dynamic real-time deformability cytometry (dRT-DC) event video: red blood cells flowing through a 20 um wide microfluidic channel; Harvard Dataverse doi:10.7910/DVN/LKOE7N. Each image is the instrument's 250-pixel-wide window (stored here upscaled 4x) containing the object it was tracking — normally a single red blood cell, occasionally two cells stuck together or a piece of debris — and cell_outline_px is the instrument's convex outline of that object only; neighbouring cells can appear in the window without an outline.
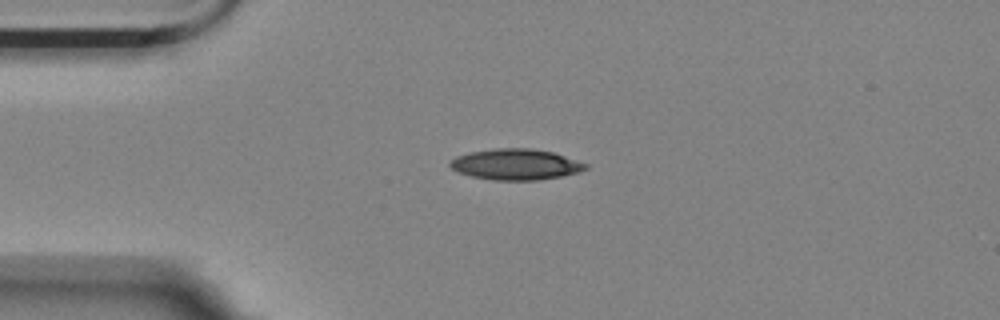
{"species": "Egyptian fruit bat (a non-hibernating species)", "species_latin": "Rousettus aegyptiacus", "temperature_condition": "room temperature", "stored_images_in_passage": 4, "camera_frame_rate_fps": 3000, "um_per_image_px": 0.085, "animal": {"sex": "female"}, "frame": {"image": 1, "passage_image": 3, "time_ms": 2.333, "image_size_px": [1000, 320], "cell_outline_px": [[588, 168], [576, 172], [560, 176], [540, 180], [492, 180], [472, 176], [456, 172], [448, 164], [456, 156], [472, 152], [496, 148], [532, 148], [552, 152], [588, 164]], "centroid_in_image_um": [43.82, 13.97], "position_along_channel_um": 41.2, "area_um2": 24.22}}